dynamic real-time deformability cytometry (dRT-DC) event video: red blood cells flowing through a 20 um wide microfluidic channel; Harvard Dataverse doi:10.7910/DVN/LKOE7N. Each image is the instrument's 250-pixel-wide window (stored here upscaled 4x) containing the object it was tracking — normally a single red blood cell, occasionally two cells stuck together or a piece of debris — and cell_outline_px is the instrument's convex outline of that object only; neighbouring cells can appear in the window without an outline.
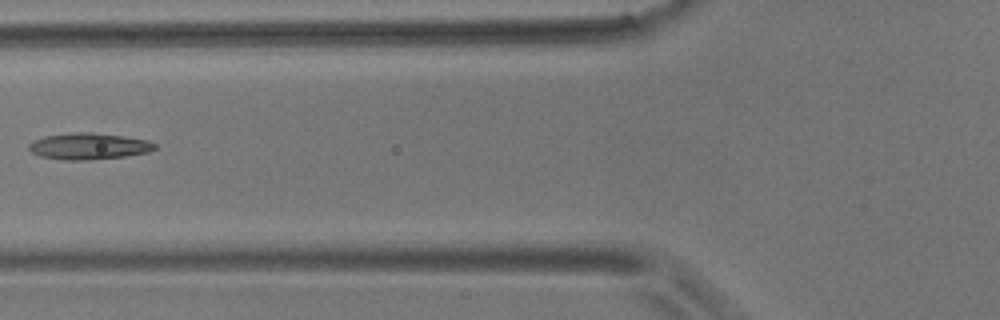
{"species": "common noctule bat (a hibernating species)", "species_latin": "Nyctalus noctula", "temperature_condition": "room temperature", "stored_images_in_passage": 13, "camera_frame_rate_fps": 3000, "um_per_image_px": 0.085, "animal": {"sex": "male", "body_mass_g": 17.9}, "frame": {"image": 1, "passage_image": 4, "time_ms": 4.667, "image_size_px": [1000, 320], "cell_outline_px": [[156, 148], [148, 152], [124, 156], [84, 160], [64, 160], [40, 156], [32, 152], [28, 148], [28, 144], [32, 140], [44, 136], [72, 132], [92, 132], [124, 136], [148, 140], [156, 144]], "centroid_in_image_um": [7.51, 12.42], "position_along_channel_um": 118.3, "area_um2": 19.42}}
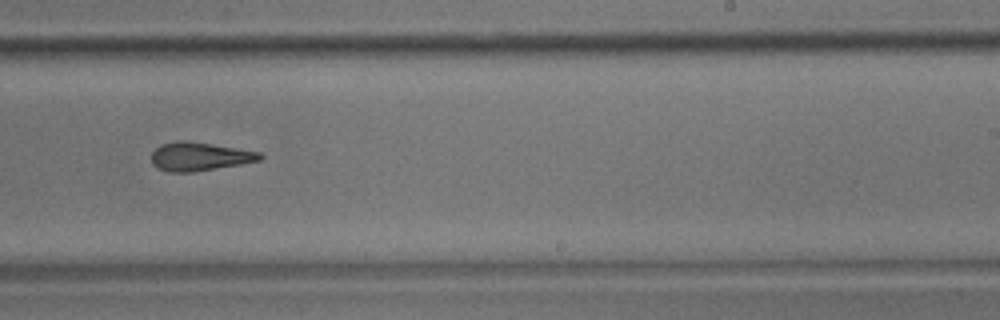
{"frame": {"image": 2, "passage_image": 8, "time_ms": 9.0, "image_size_px": [1000, 320], "cell_outline_px": [[264, 156], [260, 160], [240, 164], [192, 172], [168, 172], [152, 164], [152, 152], [160, 144], [180, 140], [188, 140], [260, 152]], "centroid_in_image_um": [16.94, 13.29], "position_along_channel_um": 272.1, "area_um2": 17.92}}
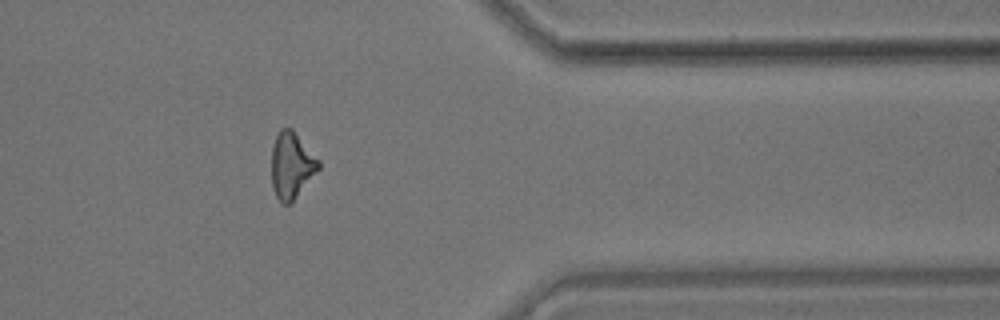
{"frame": {"image": 3, "passage_image": 11, "time_ms": 12.667, "image_size_px": [1000, 320], "cell_outline_px": [[320, 168], [292, 200], [288, 204], [284, 204], [276, 196], [272, 188], [272, 148], [276, 136], [280, 128], [292, 128], [320, 160]], "centroid_in_image_um": [24.78, 14.01], "position_along_channel_um": 386.6, "area_um2": 17.92}, "authors_computed_cell_mechanics": {"area_um2": 18.3804, "velocity_mm_per_s": 3.5561, "shape_relaxation_time_tau1_ms": null, "shape_relaxation_time_tau2_ms": 2.4124, "deformation_change_tau1": null, "deformation_change_tau2": 0.1016}}